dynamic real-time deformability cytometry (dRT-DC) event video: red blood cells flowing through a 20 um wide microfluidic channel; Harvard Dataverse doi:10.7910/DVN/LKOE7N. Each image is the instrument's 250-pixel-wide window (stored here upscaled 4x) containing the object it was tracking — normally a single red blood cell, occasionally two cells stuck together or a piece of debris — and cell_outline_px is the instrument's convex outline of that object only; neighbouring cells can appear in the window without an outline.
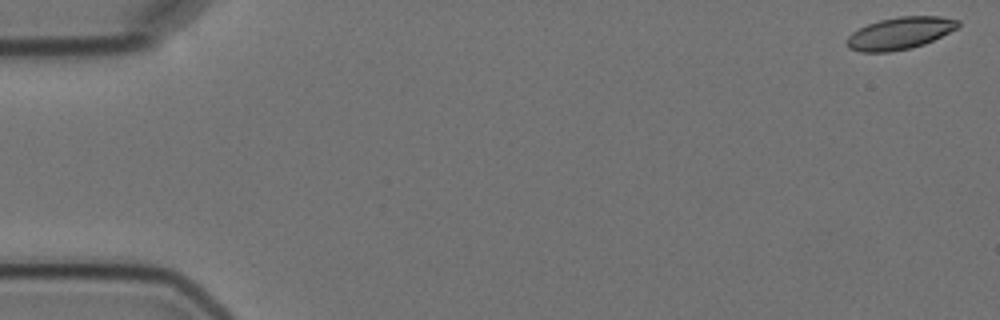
{"species": "Egyptian fruit bat (a non-hibernating species)", "species_latin": "Rousettus aegyptiacus", "temperature_condition": "cold", "stored_images_in_passage": 2, "camera_frame_rate_fps": 3000, "um_per_image_px": 0.085, "animal": {"sex": "female"}, "frame": {"image": 1, "passage_image": 1, "time_ms": 0.0, "image_size_px": [1000, 320], "cell_outline_px": [[960, 24], [956, 28], [924, 44], [912, 48], [888, 52], [860, 52], [848, 48], [848, 36], [852, 32], [868, 24], [880, 20], [900, 16], [940, 16], [960, 20]], "centroid_in_image_um": [76.49, 2.82], "position_along_channel_um": 8.5, "area_um2": 20.63}}